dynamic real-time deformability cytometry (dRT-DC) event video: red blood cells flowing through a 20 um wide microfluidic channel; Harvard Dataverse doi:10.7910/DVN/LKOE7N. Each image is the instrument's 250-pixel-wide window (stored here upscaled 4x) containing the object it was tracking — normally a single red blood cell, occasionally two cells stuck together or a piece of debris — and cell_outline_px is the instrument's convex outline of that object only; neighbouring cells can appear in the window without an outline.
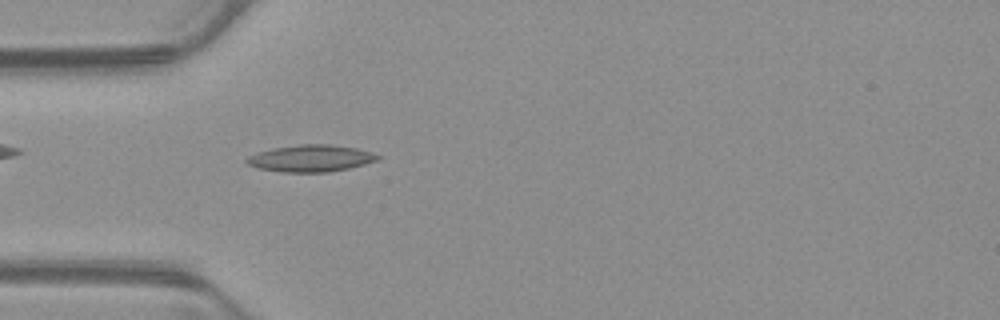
{"species": "common noctule bat (a hibernating species)", "species_latin": "Nyctalus noctula", "temperature_condition": "warm", "stored_images_in_passage": 52, "camera_frame_rate_fps": 3000, "um_per_image_px": 0.085, "animal": {"sex": "male", "body_mass_g": 23.1, "forearm_length_mm": 52.7}, "frame": {"image": 1, "passage_image": 15, "time_ms": 4.667, "image_size_px": [1000, 320], "cell_outline_px": [[380, 156], [376, 160], [364, 164], [348, 168], [328, 172], [284, 172], [256, 168], [248, 164], [244, 160], [248, 156], [256, 152], [272, 148], [300, 144], [332, 144], [356, 148], [372, 152]], "centroid_in_image_um": [26.37, 13.45], "position_along_channel_um": 58.6, "area_um2": 20.52}}
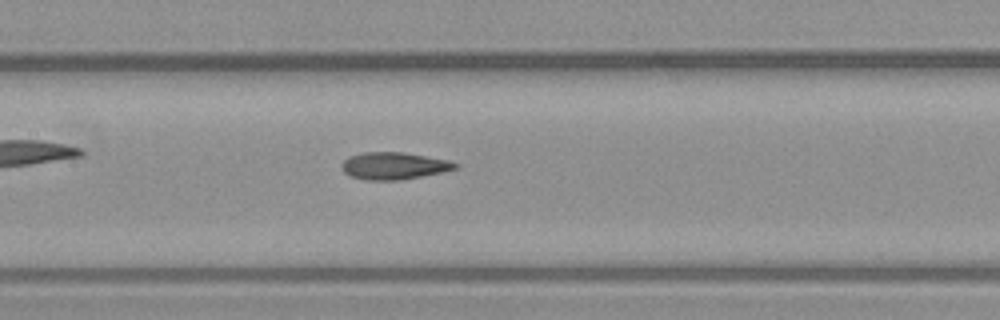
{"frame": {"image": 2, "passage_image": 24, "time_ms": 7.667, "image_size_px": [1000, 320], "cell_outline_px": [[460, 164], [456, 168], [444, 172], [400, 180], [364, 180], [352, 176], [344, 172], [340, 168], [340, 164], [348, 156], [364, 152], [404, 152], [448, 160]], "centroid_in_image_um": [33.46, 14.09], "position_along_channel_um": 173.9, "area_um2": 18.09}}
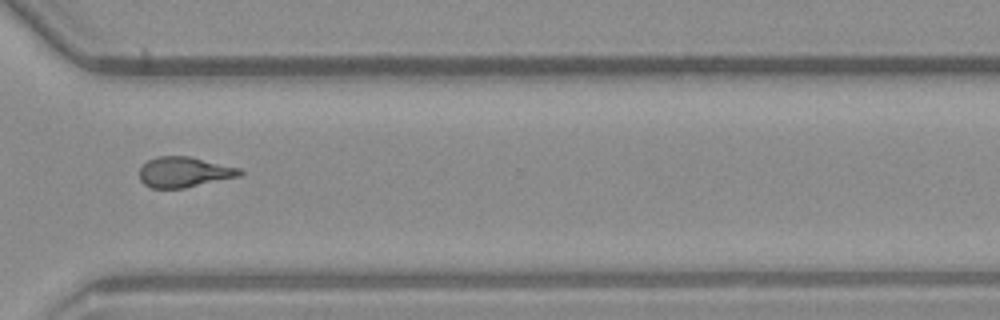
{"frame": {"image": 3, "passage_image": 38, "time_ms": 12.333, "image_size_px": [1000, 320], "cell_outline_px": [[244, 172], [240, 176], [184, 188], [152, 188], [144, 184], [140, 180], [140, 168], [148, 160], [156, 156], [188, 156], [240, 168]], "centroid_in_image_um": [15.65, 14.63], "position_along_channel_um": 355.0, "area_um2": 17.69}, "authors_computed_cell_mechanics": {"area_um2": 18.0047, "velocity_mm_per_s": 3.8913, "shape_relaxation_time_tau1_ms": 5.4548, "shape_relaxation_time_tau2_ms": 3.1553, "deformation_change_tau1": 0.1674, "deformation_change_tau2": 0.116}}